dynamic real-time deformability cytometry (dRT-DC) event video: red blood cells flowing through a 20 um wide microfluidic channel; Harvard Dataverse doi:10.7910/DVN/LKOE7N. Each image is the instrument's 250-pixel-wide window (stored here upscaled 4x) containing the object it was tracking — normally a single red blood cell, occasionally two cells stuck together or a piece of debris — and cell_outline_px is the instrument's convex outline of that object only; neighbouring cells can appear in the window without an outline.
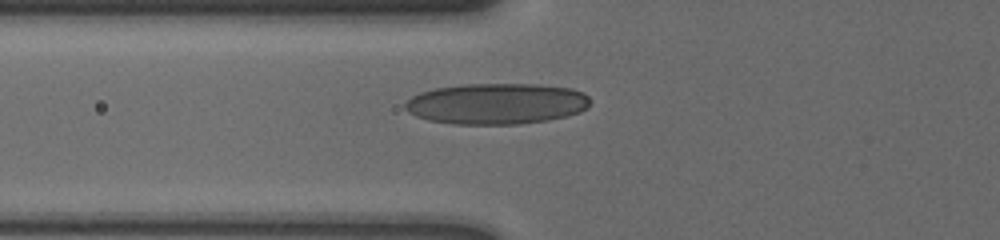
{"species": "human", "species_latin": "Homo sapiens", "temperature_condition": "cold", "stored_images_in_passage": 34, "camera_frame_rate_fps": 3000, "um_per_image_px": 0.085, "donor": {"sex": "male"}, "frame": {"image": 1, "passage_image": 2, "time_ms": 0.333, "image_size_px": [1000, 240], "cell_outline_px": [[588, 108], [580, 112], [568, 116], [548, 120], [520, 124], [452, 124], [428, 120], [416, 116], [408, 112], [404, 108], [404, 104], [412, 96], [420, 92], [436, 88], [464, 84], [540, 84], [572, 88], [584, 92], [588, 96]], "centroid_in_image_um": [42.22, 8.81], "position_along_channel_um": 83.6, "area_um2": 44.51}}
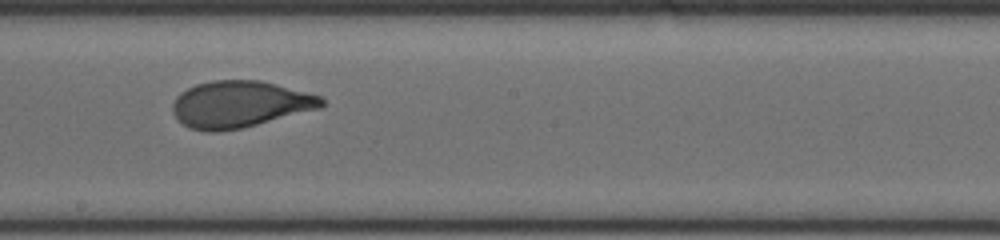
{"frame": {"image": 2, "passage_image": 14, "time_ms": 4.333, "image_size_px": [1000, 240], "cell_outline_px": [[324, 104], [320, 108], [244, 128], [216, 132], [204, 132], [188, 128], [172, 112], [172, 104], [176, 96], [180, 92], [196, 84], [212, 80], [260, 80], [276, 84], [320, 96], [324, 100]], "centroid_in_image_um": [20.35, 8.87], "position_along_channel_um": 227.9, "area_um2": 40.58}}
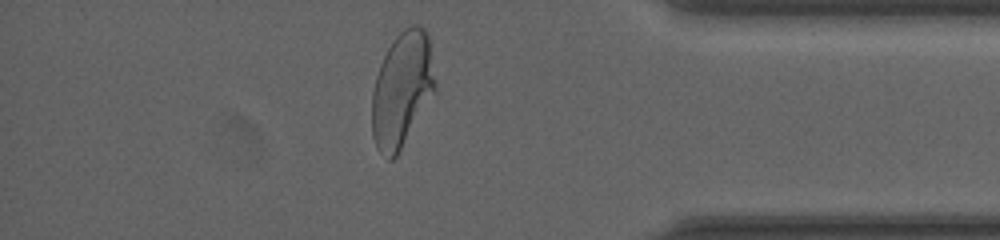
{"frame": {"image": 3, "passage_image": 30, "time_ms": 9.667, "image_size_px": [1000, 240], "cell_outline_px": [[436, 92], [396, 156], [392, 160], [388, 160], [376, 148], [372, 136], [372, 92], [376, 76], [380, 64], [392, 40], [404, 28], [412, 24], [420, 24], [428, 32], [436, 80]], "centroid_in_image_um": [34.19, 7.59], "position_along_channel_um": 401.0, "area_um2": 42.83}, "authors_computed_cell_mechanics": {"area_um2": 40.8068, "velocity_mm_per_s": 3.5836, "shape_relaxation_time_tau1_ms": 3.8957, "shape_relaxation_time_tau2_ms": null, "deformation_change_tau1": 0.1553, "deformation_change_tau2": null}}